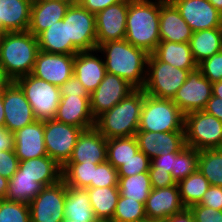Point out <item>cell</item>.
<instances>
[{
    "instance_id": "20",
    "label": "cell",
    "mask_w": 222,
    "mask_h": 222,
    "mask_svg": "<svg viewBox=\"0 0 222 222\" xmlns=\"http://www.w3.org/2000/svg\"><path fill=\"white\" fill-rule=\"evenodd\" d=\"M13 150L19 161L47 156L44 143V121L33 123L13 133Z\"/></svg>"
},
{
    "instance_id": "49",
    "label": "cell",
    "mask_w": 222,
    "mask_h": 222,
    "mask_svg": "<svg viewBox=\"0 0 222 222\" xmlns=\"http://www.w3.org/2000/svg\"><path fill=\"white\" fill-rule=\"evenodd\" d=\"M60 96L78 95L90 97L83 84L74 75L60 87Z\"/></svg>"
},
{
    "instance_id": "12",
    "label": "cell",
    "mask_w": 222,
    "mask_h": 222,
    "mask_svg": "<svg viewBox=\"0 0 222 222\" xmlns=\"http://www.w3.org/2000/svg\"><path fill=\"white\" fill-rule=\"evenodd\" d=\"M212 96V83L196 69L188 73L186 81L178 89L172 101L184 115L204 110Z\"/></svg>"
},
{
    "instance_id": "45",
    "label": "cell",
    "mask_w": 222,
    "mask_h": 222,
    "mask_svg": "<svg viewBox=\"0 0 222 222\" xmlns=\"http://www.w3.org/2000/svg\"><path fill=\"white\" fill-rule=\"evenodd\" d=\"M19 162L13 149L0 151V175L12 178L19 168Z\"/></svg>"
},
{
    "instance_id": "37",
    "label": "cell",
    "mask_w": 222,
    "mask_h": 222,
    "mask_svg": "<svg viewBox=\"0 0 222 222\" xmlns=\"http://www.w3.org/2000/svg\"><path fill=\"white\" fill-rule=\"evenodd\" d=\"M97 163H66L62 167V180L66 186L78 189L91 188Z\"/></svg>"
},
{
    "instance_id": "19",
    "label": "cell",
    "mask_w": 222,
    "mask_h": 222,
    "mask_svg": "<svg viewBox=\"0 0 222 222\" xmlns=\"http://www.w3.org/2000/svg\"><path fill=\"white\" fill-rule=\"evenodd\" d=\"M146 218L164 222L170 216L183 211V205L177 184L151 190L145 203Z\"/></svg>"
},
{
    "instance_id": "11",
    "label": "cell",
    "mask_w": 222,
    "mask_h": 222,
    "mask_svg": "<svg viewBox=\"0 0 222 222\" xmlns=\"http://www.w3.org/2000/svg\"><path fill=\"white\" fill-rule=\"evenodd\" d=\"M64 19H67L68 42L78 51L97 49L95 14L81 6L70 5Z\"/></svg>"
},
{
    "instance_id": "31",
    "label": "cell",
    "mask_w": 222,
    "mask_h": 222,
    "mask_svg": "<svg viewBox=\"0 0 222 222\" xmlns=\"http://www.w3.org/2000/svg\"><path fill=\"white\" fill-rule=\"evenodd\" d=\"M189 44L193 58L199 64L213 54L221 52L222 30L213 28L193 32Z\"/></svg>"
},
{
    "instance_id": "17",
    "label": "cell",
    "mask_w": 222,
    "mask_h": 222,
    "mask_svg": "<svg viewBox=\"0 0 222 222\" xmlns=\"http://www.w3.org/2000/svg\"><path fill=\"white\" fill-rule=\"evenodd\" d=\"M192 32L221 28V13L208 0H170Z\"/></svg>"
},
{
    "instance_id": "52",
    "label": "cell",
    "mask_w": 222,
    "mask_h": 222,
    "mask_svg": "<svg viewBox=\"0 0 222 222\" xmlns=\"http://www.w3.org/2000/svg\"><path fill=\"white\" fill-rule=\"evenodd\" d=\"M203 111L222 121V98L212 95Z\"/></svg>"
},
{
    "instance_id": "44",
    "label": "cell",
    "mask_w": 222,
    "mask_h": 222,
    "mask_svg": "<svg viewBox=\"0 0 222 222\" xmlns=\"http://www.w3.org/2000/svg\"><path fill=\"white\" fill-rule=\"evenodd\" d=\"M202 75L212 84L222 80V51L213 54L211 57L198 64Z\"/></svg>"
},
{
    "instance_id": "47",
    "label": "cell",
    "mask_w": 222,
    "mask_h": 222,
    "mask_svg": "<svg viewBox=\"0 0 222 222\" xmlns=\"http://www.w3.org/2000/svg\"><path fill=\"white\" fill-rule=\"evenodd\" d=\"M150 183L153 189L174 186L177 183L172 178L170 172L158 171V168H149Z\"/></svg>"
},
{
    "instance_id": "18",
    "label": "cell",
    "mask_w": 222,
    "mask_h": 222,
    "mask_svg": "<svg viewBox=\"0 0 222 222\" xmlns=\"http://www.w3.org/2000/svg\"><path fill=\"white\" fill-rule=\"evenodd\" d=\"M140 151L150 159L159 155L180 152L185 146V131H137L135 135Z\"/></svg>"
},
{
    "instance_id": "23",
    "label": "cell",
    "mask_w": 222,
    "mask_h": 222,
    "mask_svg": "<svg viewBox=\"0 0 222 222\" xmlns=\"http://www.w3.org/2000/svg\"><path fill=\"white\" fill-rule=\"evenodd\" d=\"M160 42L189 43L192 30L170 0H160Z\"/></svg>"
},
{
    "instance_id": "58",
    "label": "cell",
    "mask_w": 222,
    "mask_h": 222,
    "mask_svg": "<svg viewBox=\"0 0 222 222\" xmlns=\"http://www.w3.org/2000/svg\"><path fill=\"white\" fill-rule=\"evenodd\" d=\"M3 107V93L0 94V128H4L5 115Z\"/></svg>"
},
{
    "instance_id": "10",
    "label": "cell",
    "mask_w": 222,
    "mask_h": 222,
    "mask_svg": "<svg viewBox=\"0 0 222 222\" xmlns=\"http://www.w3.org/2000/svg\"><path fill=\"white\" fill-rule=\"evenodd\" d=\"M65 198L66 184L63 180L43 187L28 204L31 222H62L65 219Z\"/></svg>"
},
{
    "instance_id": "13",
    "label": "cell",
    "mask_w": 222,
    "mask_h": 222,
    "mask_svg": "<svg viewBox=\"0 0 222 222\" xmlns=\"http://www.w3.org/2000/svg\"><path fill=\"white\" fill-rule=\"evenodd\" d=\"M134 90L135 88L126 80L106 73L104 79L90 94V110L93 117L96 119L105 111L110 110Z\"/></svg>"
},
{
    "instance_id": "24",
    "label": "cell",
    "mask_w": 222,
    "mask_h": 222,
    "mask_svg": "<svg viewBox=\"0 0 222 222\" xmlns=\"http://www.w3.org/2000/svg\"><path fill=\"white\" fill-rule=\"evenodd\" d=\"M97 53V49L79 51L74 59L73 75L79 79L89 94L97 88L107 73L102 55L99 56Z\"/></svg>"
},
{
    "instance_id": "5",
    "label": "cell",
    "mask_w": 222,
    "mask_h": 222,
    "mask_svg": "<svg viewBox=\"0 0 222 222\" xmlns=\"http://www.w3.org/2000/svg\"><path fill=\"white\" fill-rule=\"evenodd\" d=\"M185 115L172 99L145 94L138 131L173 132L184 130Z\"/></svg>"
},
{
    "instance_id": "53",
    "label": "cell",
    "mask_w": 222,
    "mask_h": 222,
    "mask_svg": "<svg viewBox=\"0 0 222 222\" xmlns=\"http://www.w3.org/2000/svg\"><path fill=\"white\" fill-rule=\"evenodd\" d=\"M13 146V133H10L6 128H0V151L13 149Z\"/></svg>"
},
{
    "instance_id": "9",
    "label": "cell",
    "mask_w": 222,
    "mask_h": 222,
    "mask_svg": "<svg viewBox=\"0 0 222 222\" xmlns=\"http://www.w3.org/2000/svg\"><path fill=\"white\" fill-rule=\"evenodd\" d=\"M82 128L49 119L44 121L47 155L63 167L70 159Z\"/></svg>"
},
{
    "instance_id": "36",
    "label": "cell",
    "mask_w": 222,
    "mask_h": 222,
    "mask_svg": "<svg viewBox=\"0 0 222 222\" xmlns=\"http://www.w3.org/2000/svg\"><path fill=\"white\" fill-rule=\"evenodd\" d=\"M139 150L135 136L107 139V161L116 169L125 164Z\"/></svg>"
},
{
    "instance_id": "30",
    "label": "cell",
    "mask_w": 222,
    "mask_h": 222,
    "mask_svg": "<svg viewBox=\"0 0 222 222\" xmlns=\"http://www.w3.org/2000/svg\"><path fill=\"white\" fill-rule=\"evenodd\" d=\"M90 205L98 222H111L120 196L118 186L87 188Z\"/></svg>"
},
{
    "instance_id": "6",
    "label": "cell",
    "mask_w": 222,
    "mask_h": 222,
    "mask_svg": "<svg viewBox=\"0 0 222 222\" xmlns=\"http://www.w3.org/2000/svg\"><path fill=\"white\" fill-rule=\"evenodd\" d=\"M190 71L192 70L179 69L164 63L151 53L148 56L146 80L142 89L145 94L153 97L173 99Z\"/></svg>"
},
{
    "instance_id": "38",
    "label": "cell",
    "mask_w": 222,
    "mask_h": 222,
    "mask_svg": "<svg viewBox=\"0 0 222 222\" xmlns=\"http://www.w3.org/2000/svg\"><path fill=\"white\" fill-rule=\"evenodd\" d=\"M198 170L210 185L222 187V148L199 151Z\"/></svg>"
},
{
    "instance_id": "42",
    "label": "cell",
    "mask_w": 222,
    "mask_h": 222,
    "mask_svg": "<svg viewBox=\"0 0 222 222\" xmlns=\"http://www.w3.org/2000/svg\"><path fill=\"white\" fill-rule=\"evenodd\" d=\"M118 170L108 161L100 163L94 168V181H91V187L102 188L118 186Z\"/></svg>"
},
{
    "instance_id": "1",
    "label": "cell",
    "mask_w": 222,
    "mask_h": 222,
    "mask_svg": "<svg viewBox=\"0 0 222 222\" xmlns=\"http://www.w3.org/2000/svg\"><path fill=\"white\" fill-rule=\"evenodd\" d=\"M97 50L103 54L107 73L121 77L135 89L144 87L149 56L144 49L122 39L100 44Z\"/></svg>"
},
{
    "instance_id": "55",
    "label": "cell",
    "mask_w": 222,
    "mask_h": 222,
    "mask_svg": "<svg viewBox=\"0 0 222 222\" xmlns=\"http://www.w3.org/2000/svg\"><path fill=\"white\" fill-rule=\"evenodd\" d=\"M13 82V80L6 74L4 68L0 65V94Z\"/></svg>"
},
{
    "instance_id": "25",
    "label": "cell",
    "mask_w": 222,
    "mask_h": 222,
    "mask_svg": "<svg viewBox=\"0 0 222 222\" xmlns=\"http://www.w3.org/2000/svg\"><path fill=\"white\" fill-rule=\"evenodd\" d=\"M70 4L61 0H33L28 31L38 36L64 19Z\"/></svg>"
},
{
    "instance_id": "32",
    "label": "cell",
    "mask_w": 222,
    "mask_h": 222,
    "mask_svg": "<svg viewBox=\"0 0 222 222\" xmlns=\"http://www.w3.org/2000/svg\"><path fill=\"white\" fill-rule=\"evenodd\" d=\"M64 215L65 219L74 221H98L90 205L88 191L69 186H66Z\"/></svg>"
},
{
    "instance_id": "57",
    "label": "cell",
    "mask_w": 222,
    "mask_h": 222,
    "mask_svg": "<svg viewBox=\"0 0 222 222\" xmlns=\"http://www.w3.org/2000/svg\"><path fill=\"white\" fill-rule=\"evenodd\" d=\"M212 95L222 98V80L212 84Z\"/></svg>"
},
{
    "instance_id": "4",
    "label": "cell",
    "mask_w": 222,
    "mask_h": 222,
    "mask_svg": "<svg viewBox=\"0 0 222 222\" xmlns=\"http://www.w3.org/2000/svg\"><path fill=\"white\" fill-rule=\"evenodd\" d=\"M144 100V90L135 89L110 110L95 119V128L106 138L135 136Z\"/></svg>"
},
{
    "instance_id": "43",
    "label": "cell",
    "mask_w": 222,
    "mask_h": 222,
    "mask_svg": "<svg viewBox=\"0 0 222 222\" xmlns=\"http://www.w3.org/2000/svg\"><path fill=\"white\" fill-rule=\"evenodd\" d=\"M150 165L151 159L139 150L131 159L117 169L118 176L128 177L142 172H148Z\"/></svg>"
},
{
    "instance_id": "62",
    "label": "cell",
    "mask_w": 222,
    "mask_h": 222,
    "mask_svg": "<svg viewBox=\"0 0 222 222\" xmlns=\"http://www.w3.org/2000/svg\"><path fill=\"white\" fill-rule=\"evenodd\" d=\"M134 222H158V221L151 220L150 218H145V219H142V220H139V221H134Z\"/></svg>"
},
{
    "instance_id": "27",
    "label": "cell",
    "mask_w": 222,
    "mask_h": 222,
    "mask_svg": "<svg viewBox=\"0 0 222 222\" xmlns=\"http://www.w3.org/2000/svg\"><path fill=\"white\" fill-rule=\"evenodd\" d=\"M33 0H0V32L27 31Z\"/></svg>"
},
{
    "instance_id": "8",
    "label": "cell",
    "mask_w": 222,
    "mask_h": 222,
    "mask_svg": "<svg viewBox=\"0 0 222 222\" xmlns=\"http://www.w3.org/2000/svg\"><path fill=\"white\" fill-rule=\"evenodd\" d=\"M15 82L23 90L37 120L54 119L60 102V88L29 74Z\"/></svg>"
},
{
    "instance_id": "54",
    "label": "cell",
    "mask_w": 222,
    "mask_h": 222,
    "mask_svg": "<svg viewBox=\"0 0 222 222\" xmlns=\"http://www.w3.org/2000/svg\"><path fill=\"white\" fill-rule=\"evenodd\" d=\"M164 222H194L193 214L189 208L170 216Z\"/></svg>"
},
{
    "instance_id": "16",
    "label": "cell",
    "mask_w": 222,
    "mask_h": 222,
    "mask_svg": "<svg viewBox=\"0 0 222 222\" xmlns=\"http://www.w3.org/2000/svg\"><path fill=\"white\" fill-rule=\"evenodd\" d=\"M129 0H121L95 14L97 46L125 39Z\"/></svg>"
},
{
    "instance_id": "41",
    "label": "cell",
    "mask_w": 222,
    "mask_h": 222,
    "mask_svg": "<svg viewBox=\"0 0 222 222\" xmlns=\"http://www.w3.org/2000/svg\"><path fill=\"white\" fill-rule=\"evenodd\" d=\"M0 222H31L29 205L0 199Z\"/></svg>"
},
{
    "instance_id": "39",
    "label": "cell",
    "mask_w": 222,
    "mask_h": 222,
    "mask_svg": "<svg viewBox=\"0 0 222 222\" xmlns=\"http://www.w3.org/2000/svg\"><path fill=\"white\" fill-rule=\"evenodd\" d=\"M198 159L199 151L187 145L175 156L171 176L176 183L198 170Z\"/></svg>"
},
{
    "instance_id": "7",
    "label": "cell",
    "mask_w": 222,
    "mask_h": 222,
    "mask_svg": "<svg viewBox=\"0 0 222 222\" xmlns=\"http://www.w3.org/2000/svg\"><path fill=\"white\" fill-rule=\"evenodd\" d=\"M184 130L188 147L198 151L222 148V121L203 110L185 115Z\"/></svg>"
},
{
    "instance_id": "48",
    "label": "cell",
    "mask_w": 222,
    "mask_h": 222,
    "mask_svg": "<svg viewBox=\"0 0 222 222\" xmlns=\"http://www.w3.org/2000/svg\"><path fill=\"white\" fill-rule=\"evenodd\" d=\"M198 204L222 210V187L211 185Z\"/></svg>"
},
{
    "instance_id": "26",
    "label": "cell",
    "mask_w": 222,
    "mask_h": 222,
    "mask_svg": "<svg viewBox=\"0 0 222 222\" xmlns=\"http://www.w3.org/2000/svg\"><path fill=\"white\" fill-rule=\"evenodd\" d=\"M13 176H29L45 187L62 180V167L47 155L20 161Z\"/></svg>"
},
{
    "instance_id": "59",
    "label": "cell",
    "mask_w": 222,
    "mask_h": 222,
    "mask_svg": "<svg viewBox=\"0 0 222 222\" xmlns=\"http://www.w3.org/2000/svg\"><path fill=\"white\" fill-rule=\"evenodd\" d=\"M222 14V0H208Z\"/></svg>"
},
{
    "instance_id": "56",
    "label": "cell",
    "mask_w": 222,
    "mask_h": 222,
    "mask_svg": "<svg viewBox=\"0 0 222 222\" xmlns=\"http://www.w3.org/2000/svg\"><path fill=\"white\" fill-rule=\"evenodd\" d=\"M9 179L0 175V199H5Z\"/></svg>"
},
{
    "instance_id": "60",
    "label": "cell",
    "mask_w": 222,
    "mask_h": 222,
    "mask_svg": "<svg viewBox=\"0 0 222 222\" xmlns=\"http://www.w3.org/2000/svg\"><path fill=\"white\" fill-rule=\"evenodd\" d=\"M61 1L67 2L70 5H77L79 2V0H61Z\"/></svg>"
},
{
    "instance_id": "14",
    "label": "cell",
    "mask_w": 222,
    "mask_h": 222,
    "mask_svg": "<svg viewBox=\"0 0 222 222\" xmlns=\"http://www.w3.org/2000/svg\"><path fill=\"white\" fill-rule=\"evenodd\" d=\"M4 128L10 133L36 121L34 111L20 86L13 81L3 92Z\"/></svg>"
},
{
    "instance_id": "63",
    "label": "cell",
    "mask_w": 222,
    "mask_h": 222,
    "mask_svg": "<svg viewBox=\"0 0 222 222\" xmlns=\"http://www.w3.org/2000/svg\"><path fill=\"white\" fill-rule=\"evenodd\" d=\"M221 30H222V14H221Z\"/></svg>"
},
{
    "instance_id": "35",
    "label": "cell",
    "mask_w": 222,
    "mask_h": 222,
    "mask_svg": "<svg viewBox=\"0 0 222 222\" xmlns=\"http://www.w3.org/2000/svg\"><path fill=\"white\" fill-rule=\"evenodd\" d=\"M43 189V186L29 176H13L9 179L5 199L29 204Z\"/></svg>"
},
{
    "instance_id": "21",
    "label": "cell",
    "mask_w": 222,
    "mask_h": 222,
    "mask_svg": "<svg viewBox=\"0 0 222 222\" xmlns=\"http://www.w3.org/2000/svg\"><path fill=\"white\" fill-rule=\"evenodd\" d=\"M107 161V139L95 128L82 130L67 163H104Z\"/></svg>"
},
{
    "instance_id": "33",
    "label": "cell",
    "mask_w": 222,
    "mask_h": 222,
    "mask_svg": "<svg viewBox=\"0 0 222 222\" xmlns=\"http://www.w3.org/2000/svg\"><path fill=\"white\" fill-rule=\"evenodd\" d=\"M180 198L186 208L201 201L205 192L211 186L207 178L197 170L188 177L177 182Z\"/></svg>"
},
{
    "instance_id": "46",
    "label": "cell",
    "mask_w": 222,
    "mask_h": 222,
    "mask_svg": "<svg viewBox=\"0 0 222 222\" xmlns=\"http://www.w3.org/2000/svg\"><path fill=\"white\" fill-rule=\"evenodd\" d=\"M193 214L194 222H222V210H216L201 204L189 207Z\"/></svg>"
},
{
    "instance_id": "34",
    "label": "cell",
    "mask_w": 222,
    "mask_h": 222,
    "mask_svg": "<svg viewBox=\"0 0 222 222\" xmlns=\"http://www.w3.org/2000/svg\"><path fill=\"white\" fill-rule=\"evenodd\" d=\"M118 189L121 196L136 200L145 205L152 190L149 172H142L128 177H119Z\"/></svg>"
},
{
    "instance_id": "3",
    "label": "cell",
    "mask_w": 222,
    "mask_h": 222,
    "mask_svg": "<svg viewBox=\"0 0 222 222\" xmlns=\"http://www.w3.org/2000/svg\"><path fill=\"white\" fill-rule=\"evenodd\" d=\"M38 52V39L28 30L0 35V65L13 81L32 73Z\"/></svg>"
},
{
    "instance_id": "40",
    "label": "cell",
    "mask_w": 222,
    "mask_h": 222,
    "mask_svg": "<svg viewBox=\"0 0 222 222\" xmlns=\"http://www.w3.org/2000/svg\"><path fill=\"white\" fill-rule=\"evenodd\" d=\"M145 218L143 203L120 195L111 222H134Z\"/></svg>"
},
{
    "instance_id": "51",
    "label": "cell",
    "mask_w": 222,
    "mask_h": 222,
    "mask_svg": "<svg viewBox=\"0 0 222 222\" xmlns=\"http://www.w3.org/2000/svg\"><path fill=\"white\" fill-rule=\"evenodd\" d=\"M119 1L121 0H79L77 5L87 9L93 14H96Z\"/></svg>"
},
{
    "instance_id": "50",
    "label": "cell",
    "mask_w": 222,
    "mask_h": 222,
    "mask_svg": "<svg viewBox=\"0 0 222 222\" xmlns=\"http://www.w3.org/2000/svg\"><path fill=\"white\" fill-rule=\"evenodd\" d=\"M178 153L179 152H174L154 157L151 159L150 168H158V171H167L171 173L172 170H174L175 156Z\"/></svg>"
},
{
    "instance_id": "61",
    "label": "cell",
    "mask_w": 222,
    "mask_h": 222,
    "mask_svg": "<svg viewBox=\"0 0 222 222\" xmlns=\"http://www.w3.org/2000/svg\"><path fill=\"white\" fill-rule=\"evenodd\" d=\"M62 222H98V221H74L72 219H64Z\"/></svg>"
},
{
    "instance_id": "28",
    "label": "cell",
    "mask_w": 222,
    "mask_h": 222,
    "mask_svg": "<svg viewBox=\"0 0 222 222\" xmlns=\"http://www.w3.org/2000/svg\"><path fill=\"white\" fill-rule=\"evenodd\" d=\"M39 50L47 53L76 55L79 51L68 42L67 19L57 21L37 36Z\"/></svg>"
},
{
    "instance_id": "22",
    "label": "cell",
    "mask_w": 222,
    "mask_h": 222,
    "mask_svg": "<svg viewBox=\"0 0 222 222\" xmlns=\"http://www.w3.org/2000/svg\"><path fill=\"white\" fill-rule=\"evenodd\" d=\"M54 119L83 130L94 127L95 118L90 110V97L78 95L61 96Z\"/></svg>"
},
{
    "instance_id": "2",
    "label": "cell",
    "mask_w": 222,
    "mask_h": 222,
    "mask_svg": "<svg viewBox=\"0 0 222 222\" xmlns=\"http://www.w3.org/2000/svg\"><path fill=\"white\" fill-rule=\"evenodd\" d=\"M160 0H129L125 40L153 53L160 43Z\"/></svg>"
},
{
    "instance_id": "29",
    "label": "cell",
    "mask_w": 222,
    "mask_h": 222,
    "mask_svg": "<svg viewBox=\"0 0 222 222\" xmlns=\"http://www.w3.org/2000/svg\"><path fill=\"white\" fill-rule=\"evenodd\" d=\"M153 54L162 62L184 70H194L198 67L189 43H174L162 41Z\"/></svg>"
},
{
    "instance_id": "15",
    "label": "cell",
    "mask_w": 222,
    "mask_h": 222,
    "mask_svg": "<svg viewBox=\"0 0 222 222\" xmlns=\"http://www.w3.org/2000/svg\"><path fill=\"white\" fill-rule=\"evenodd\" d=\"M75 55L37 53L32 75L60 87L73 76Z\"/></svg>"
}]
</instances>
